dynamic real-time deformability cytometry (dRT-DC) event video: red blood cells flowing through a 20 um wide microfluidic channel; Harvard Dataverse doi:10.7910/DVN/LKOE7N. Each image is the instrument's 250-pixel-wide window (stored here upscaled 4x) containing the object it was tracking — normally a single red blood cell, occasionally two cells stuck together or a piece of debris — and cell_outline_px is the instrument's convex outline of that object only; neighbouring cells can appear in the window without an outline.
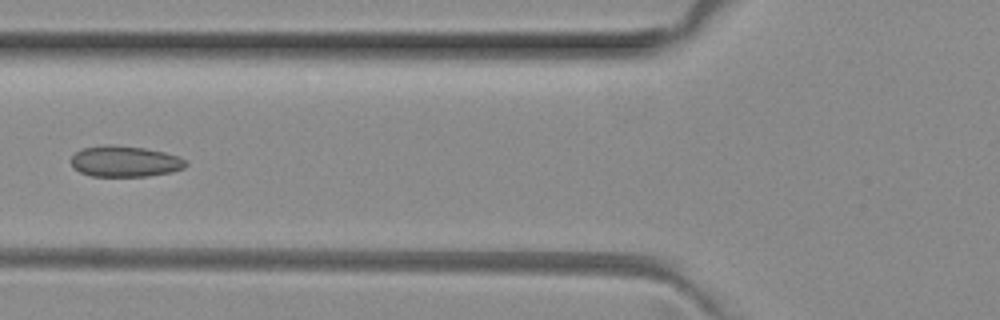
{"species": "common noctule bat (a hibernating species)", "species_latin": "Nyctalus noctula", "temperature_condition": "room temperature", "stored_images_in_passage": 7, "camera_frame_rate_fps": 3000, "um_per_image_px": 0.085, "animal": {"sex": "female", "body_mass_g": 29.2, "forearm_length_mm": 56.3}, "frame": {"image": 1, "passage_image": 6, "time_ms": 1.667, "image_size_px": [1000, 320], "cell_outline_px": [[188, 164], [184, 168], [172, 172], [148, 176], [92, 176], [80, 172], [72, 168], [72, 156], [76, 152], [84, 148], [144, 148], [164, 152], [180, 156], [188, 160]], "centroid_in_image_um": [10.71, 13.77], "position_along_channel_um": 115.1, "area_um2": 19.94}}
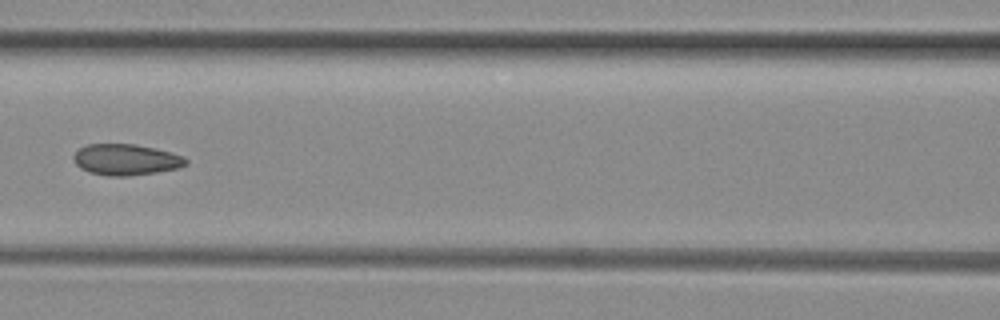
{"frame": {"image": 2, "passage_image": 7, "time_ms": 2.0, "image_size_px": [1000, 320], "cell_outline_px": [[188, 164], [180, 168], [156, 172], [128, 176], [108, 176], [88, 172], [80, 168], [76, 164], [72, 156], [80, 148], [88, 144], [136, 144], [184, 156], [188, 160]], "centroid_in_image_um": [10.7, 13.58], "position_along_channel_um": 155.9, "area_um2": 20.35}}